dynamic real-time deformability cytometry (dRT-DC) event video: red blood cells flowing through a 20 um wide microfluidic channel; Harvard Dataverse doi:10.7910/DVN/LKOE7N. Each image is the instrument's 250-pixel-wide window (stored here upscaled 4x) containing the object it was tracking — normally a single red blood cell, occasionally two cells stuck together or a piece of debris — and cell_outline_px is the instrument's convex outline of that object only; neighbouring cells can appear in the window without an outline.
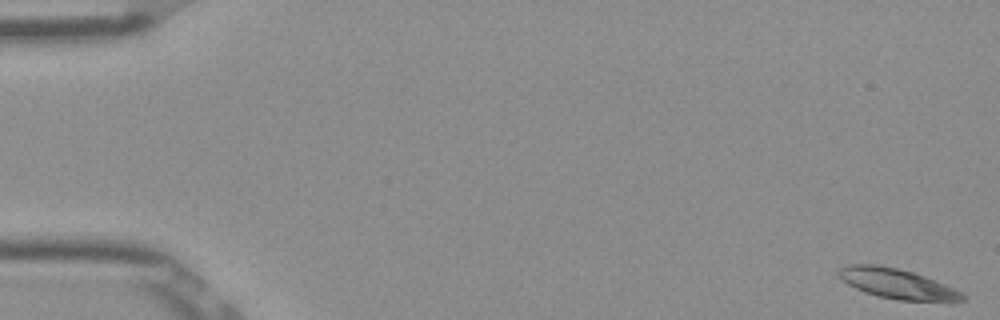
{"species": "Egyptian fruit bat (a non-hibernating species)", "species_latin": "Rousettus aegyptiacus", "temperature_condition": "room temperature", "stored_images_in_passage": 53, "camera_frame_rate_fps": 3000, "um_per_image_px": 0.085, "frame": {"image": 1, "passage_image": 1, "time_ms": 0.0, "image_size_px": [1000, 320], "cell_outline_px": [[964, 300], [900, 300], [880, 296], [856, 288], [840, 280], [836, 272], [840, 268], [848, 264], [880, 264], [912, 272], [924, 276], [964, 292]], "centroid_in_image_um": [76.19, 24.08], "position_along_channel_um": 8.8, "area_um2": 21.21}}
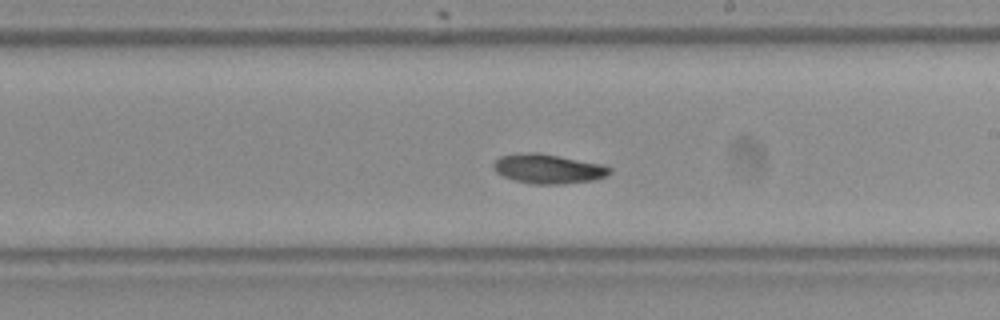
{"frame": {"image": 2, "passage_image": 31, "time_ms": 10.0, "image_size_px": [1000, 320], "cell_outline_px": [[612, 172], [608, 176], [592, 180], [560, 184], [532, 184], [516, 180], [504, 176], [496, 172], [492, 168], [492, 164], [500, 156], [528, 152], [540, 152], [608, 164], [612, 168]], "centroid_in_image_um": [46.67, 14.33], "position_along_channel_um": 242.3, "area_um2": 20.35}}
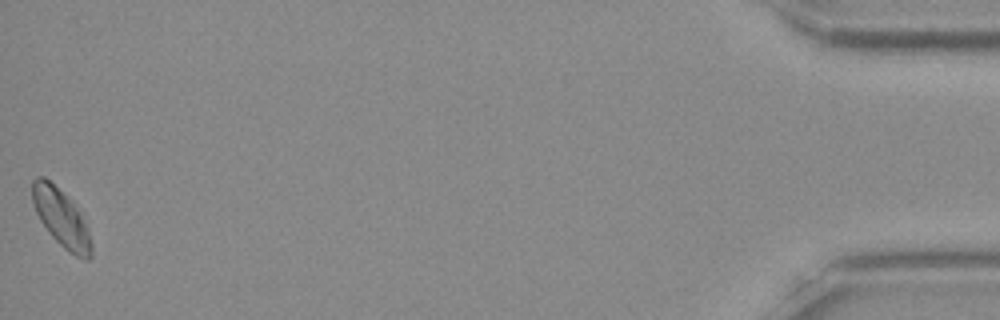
{"frame": {"image": 3, "passage_image": 53, "time_ms": 17.333, "image_size_px": [1000, 320], "cell_outline_px": [[92, 256], [88, 260], [84, 260], [68, 252], [52, 236], [40, 220], [36, 212], [32, 200], [32, 180], [36, 176], [44, 176], [76, 208], [88, 232], [92, 244]], "centroid_in_image_um": [5.18, 18.57], "position_along_channel_um": 430.0, "area_um2": 19.07}, "authors_computed_cell_mechanics": {"area_um2": 19.652, "velocity_mm_per_s": 3.8481, "shape_relaxation_time_tau1_ms": 3.9918, "shape_relaxation_time_tau2_ms": null, "deformation_change_tau1": 0.129, "deformation_change_tau2": null}}